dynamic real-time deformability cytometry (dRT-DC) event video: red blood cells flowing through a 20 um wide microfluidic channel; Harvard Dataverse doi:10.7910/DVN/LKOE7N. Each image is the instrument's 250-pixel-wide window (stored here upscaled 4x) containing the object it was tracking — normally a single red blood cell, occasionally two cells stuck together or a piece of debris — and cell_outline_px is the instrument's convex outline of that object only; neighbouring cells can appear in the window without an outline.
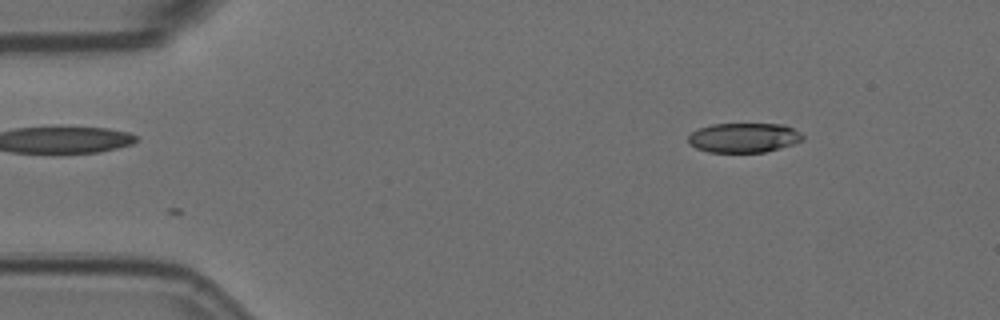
{"species": "Egyptian fruit bat (a non-hibernating species)", "species_latin": "Rousettus aegyptiacus", "temperature_condition": "room temperature", "stored_images_in_passage": 2, "camera_frame_rate_fps": 3000, "um_per_image_px": 0.085, "animal": {"sex": "female"}, "frame": {"image": 1, "passage_image": 2, "time_ms": 0.333, "image_size_px": [1000, 320], "cell_outline_px": [[804, 140], [780, 148], [764, 152], [708, 152], [696, 148], [688, 144], [688, 136], [692, 132], [700, 128], [712, 124], [784, 124], [800, 132], [804, 136]], "centroid_in_image_um": [63.22, 11.7], "position_along_channel_um": 21.8, "area_um2": 19.77}}